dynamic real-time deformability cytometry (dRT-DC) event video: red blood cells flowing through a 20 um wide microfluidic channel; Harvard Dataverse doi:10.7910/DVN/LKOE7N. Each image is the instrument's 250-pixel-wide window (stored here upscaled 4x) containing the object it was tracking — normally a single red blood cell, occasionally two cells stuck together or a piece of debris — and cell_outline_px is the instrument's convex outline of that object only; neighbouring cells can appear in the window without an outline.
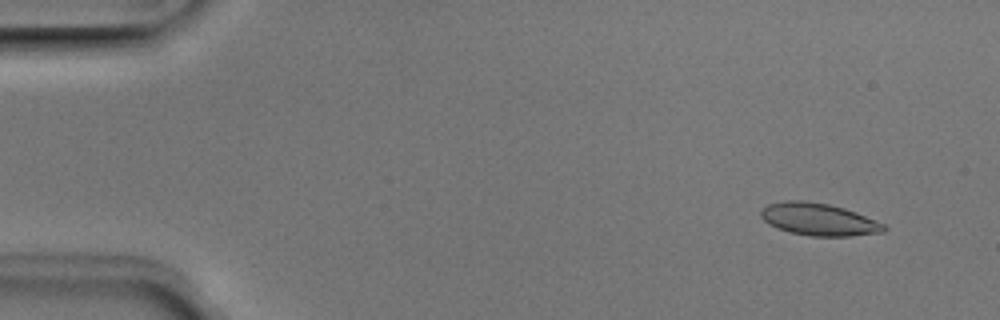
{"species": "Egyptian fruit bat (a non-hibernating species)", "species_latin": "Rousettus aegyptiacus", "temperature_condition": "room temperature", "stored_images_in_passage": 4, "camera_frame_rate_fps": 3000, "um_per_image_px": 0.085, "animal": {"sex": "male"}, "frame": {"image": 1, "passage_image": 1, "time_ms": 0.0, "image_size_px": [1000, 320], "cell_outline_px": [[888, 228], [884, 232], [852, 236], [812, 236], [792, 232], [768, 224], [760, 216], [760, 212], [768, 204], [784, 200], [804, 200], [828, 204], [844, 208], [856, 212], [884, 224]], "centroid_in_image_um": [69.61, 18.64], "position_along_channel_um": 15.4, "area_um2": 23.06}}